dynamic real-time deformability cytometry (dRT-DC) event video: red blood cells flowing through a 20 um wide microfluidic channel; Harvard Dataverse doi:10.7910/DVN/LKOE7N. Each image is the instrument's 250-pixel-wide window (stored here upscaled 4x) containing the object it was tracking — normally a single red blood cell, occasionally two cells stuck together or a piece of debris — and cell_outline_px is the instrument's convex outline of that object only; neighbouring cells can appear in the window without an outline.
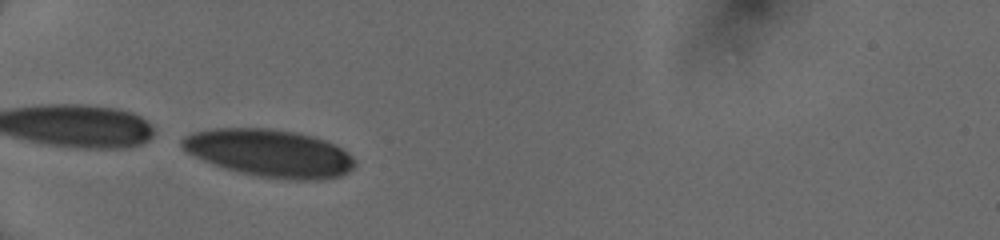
{"species": "human", "species_latin": "Homo sapiens", "temperature_condition": "cold", "stored_images_in_passage": 32, "camera_frame_rate_fps": 3000, "um_per_image_px": 0.085, "donor": {"sex": "female"}, "frame": {"image": 1, "passage_image": 1, "time_ms": 0.0, "image_size_px": [1000, 240], "cell_outline_px": [[356, 164], [348, 172], [340, 176], [324, 180], [288, 180], [256, 176], [224, 168], [212, 164], [188, 152], [180, 144], [180, 140], [184, 136], [192, 132], [212, 128], [268, 128], [296, 132], [312, 136], [336, 144], [348, 152], [356, 160]], "centroid_in_image_um": [22.94, 13.02], "position_along_channel_um": 62.1, "area_um2": 48.21}}
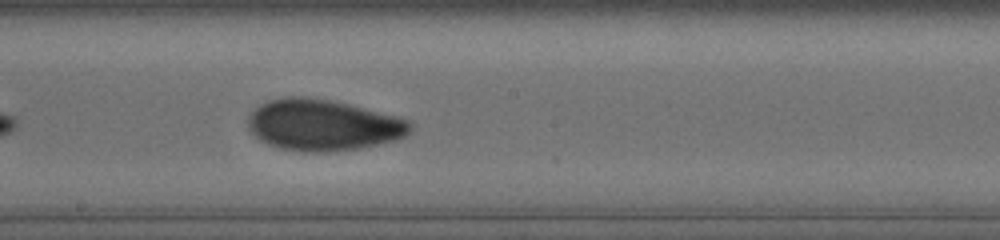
{"frame": {"image": 2, "passage_image": 14, "time_ms": 4.333, "image_size_px": [1000, 240], "cell_outline_px": [[412, 128], [404, 136], [396, 140], [360, 148], [328, 152], [304, 152], [280, 148], [268, 144], [260, 140], [248, 128], [248, 116], [260, 104], [268, 100], [284, 96], [308, 96], [348, 104], [408, 120], [412, 124]], "centroid_in_image_um": [27.41, 10.63], "position_along_channel_um": 220.8, "area_um2": 48.21}}
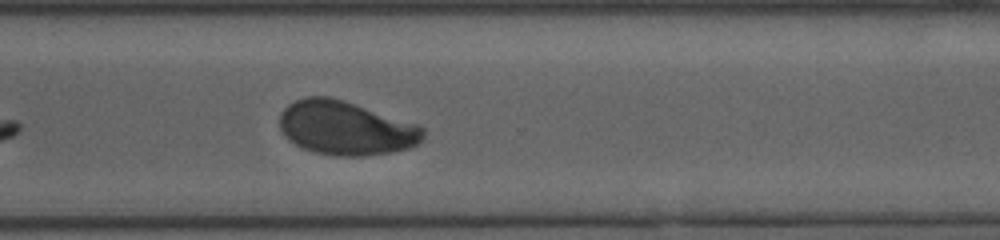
{"frame": {"image": 3, "passage_image": 23, "time_ms": 7.333, "image_size_px": [1000, 240], "cell_outline_px": [[424, 140], [420, 144], [408, 148], [392, 152], [360, 156], [336, 156], [312, 152], [288, 140], [284, 136], [280, 128], [280, 112], [288, 104], [304, 96], [332, 96], [420, 124], [424, 128]], "centroid_in_image_um": [29.42, 10.87], "position_along_channel_um": 341.2, "area_um2": 45.78}, "authors_computed_cell_mechanics": {"area_um2": 47.2515, "velocity_mm_per_s": 4.0233, "shape_relaxation_time_tau1_ms": 4.2916, "shape_relaxation_time_tau2_ms": 1.0117, "deformation_change_tau1": 0.1528, "deformation_change_tau2": 0.0466}}